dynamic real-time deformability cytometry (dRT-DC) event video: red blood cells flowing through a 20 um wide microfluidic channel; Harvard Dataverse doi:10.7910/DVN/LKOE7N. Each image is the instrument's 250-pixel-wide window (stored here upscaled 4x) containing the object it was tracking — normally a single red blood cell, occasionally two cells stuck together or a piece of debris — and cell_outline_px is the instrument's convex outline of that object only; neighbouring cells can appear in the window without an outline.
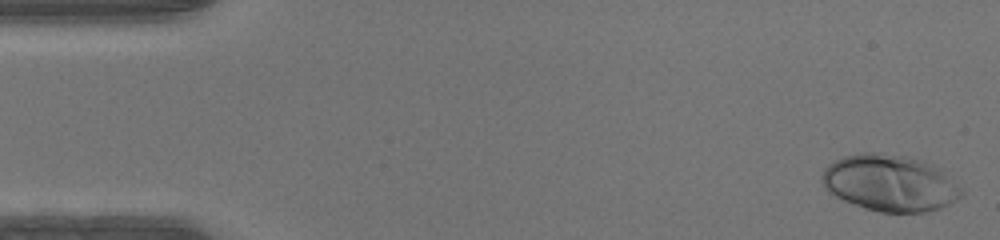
{"species": "human", "species_latin": "Homo sapiens", "temperature_condition": "warm", "stored_images_in_passage": 46, "camera_frame_rate_fps": 3000, "um_per_image_px": 0.085, "donor": {"sex": "male"}, "frame": {"image": 1, "passage_image": 1, "time_ms": 0.0, "image_size_px": [1000, 240], "cell_outline_px": [[964, 192], [956, 200], [940, 208], [924, 212], [880, 212], [864, 208], [844, 200], [828, 192], [824, 188], [820, 180], [820, 176], [824, 168], [828, 164], [844, 156], [864, 152], [880, 152], [908, 156], [924, 160], [940, 168]], "centroid_in_image_um": [75.61, 15.54], "position_along_channel_um": 9.4, "area_um2": 46.12}}
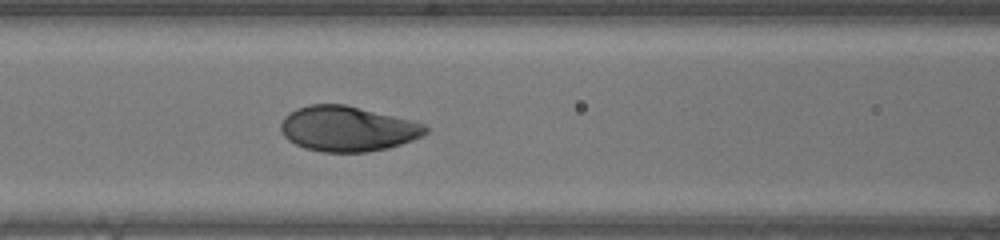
{"frame": {"image": 2, "passage_image": 19, "time_ms": 6.0, "image_size_px": [1000, 240], "cell_outline_px": [[428, 132], [424, 136], [388, 148], [368, 152], [324, 152], [304, 148], [288, 140], [284, 136], [280, 128], [280, 124], [284, 116], [296, 108], [308, 104], [344, 104], [412, 120], [428, 124]], "centroid_in_image_um": [29.55, 10.94], "position_along_channel_um": 137.0, "area_um2": 38.38}}
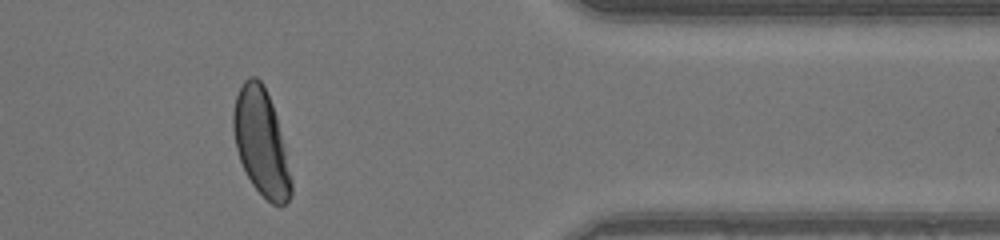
{"frame": {"image": 3, "passage_image": 38, "time_ms": 12.333, "image_size_px": [1000, 240], "cell_outline_px": [[292, 196], [284, 204], [272, 204], [252, 184], [240, 160], [236, 148], [232, 128], [232, 112], [236, 96], [244, 80], [248, 76], [256, 76], [264, 84], [272, 104], [276, 116], [292, 180]], "centroid_in_image_um": [22.18, 12.07], "position_along_channel_um": 389.2, "area_um2": 35.55}}